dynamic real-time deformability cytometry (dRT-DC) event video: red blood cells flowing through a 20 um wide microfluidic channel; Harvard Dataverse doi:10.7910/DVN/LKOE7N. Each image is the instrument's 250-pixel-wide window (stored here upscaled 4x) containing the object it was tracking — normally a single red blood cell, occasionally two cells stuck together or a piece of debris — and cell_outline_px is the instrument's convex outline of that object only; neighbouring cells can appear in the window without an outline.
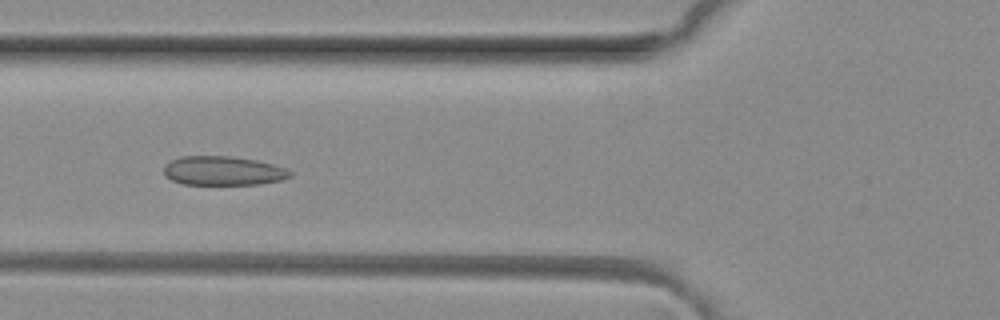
{"species": "common noctule bat (a hibernating species)", "species_latin": "Nyctalus noctula", "temperature_condition": "room temperature", "stored_images_in_passage": 6, "camera_frame_rate_fps": 3000, "um_per_image_px": 0.085, "animal": {"sex": "female", "body_mass_g": 29.2, "forearm_length_mm": 56.3}, "frame": {"image": 1, "passage_image": 6, "time_ms": 1.667, "image_size_px": [1000, 320], "cell_outline_px": [[292, 176], [280, 180], [260, 184], [184, 184], [172, 180], [164, 176], [164, 168], [172, 160], [180, 156], [228, 156], [256, 160], [272, 164], [284, 168], [292, 172]], "centroid_in_image_um": [18.96, 14.52], "position_along_channel_um": 106.8, "area_um2": 21.21}}